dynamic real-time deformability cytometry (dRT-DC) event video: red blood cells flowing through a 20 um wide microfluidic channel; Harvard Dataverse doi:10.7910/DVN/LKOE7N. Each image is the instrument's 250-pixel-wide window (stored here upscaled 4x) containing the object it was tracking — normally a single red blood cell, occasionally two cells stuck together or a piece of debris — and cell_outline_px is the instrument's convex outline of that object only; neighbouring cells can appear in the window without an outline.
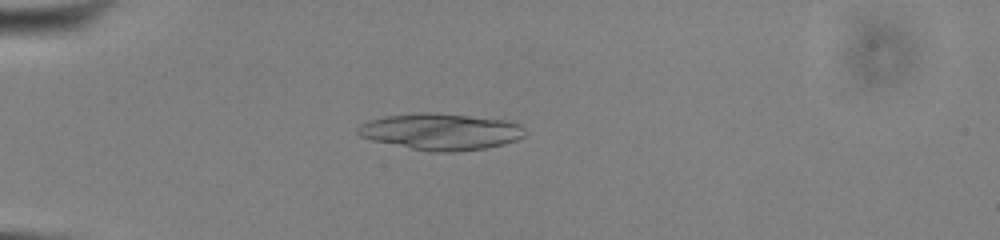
{"species": "common noctule bat (a hibernating species)", "species_latin": "Nyctalus noctula", "temperature_condition": "cold", "stored_images_in_passage": 54, "camera_frame_rate_fps": 3000, "um_per_image_px": 0.085, "animal": {"sex": "male", "body_mass_g": 13.0, "forearm_length_mm": 53.1}, "frame": {"image": 1, "passage_image": 16, "time_ms": 5.0, "image_size_px": [1000, 240], "cell_outline_px": [[528, 132], [524, 136], [516, 140], [504, 144], [484, 148], [456, 152], [432, 152], [372, 140], [360, 136], [356, 132], [356, 128], [360, 124], [368, 120], [384, 116], [420, 112], [432, 112], [508, 120], [520, 124]], "centroid_in_image_um": [37.48, 11.18], "position_along_channel_um": 47.5, "area_um2": 35.72}}